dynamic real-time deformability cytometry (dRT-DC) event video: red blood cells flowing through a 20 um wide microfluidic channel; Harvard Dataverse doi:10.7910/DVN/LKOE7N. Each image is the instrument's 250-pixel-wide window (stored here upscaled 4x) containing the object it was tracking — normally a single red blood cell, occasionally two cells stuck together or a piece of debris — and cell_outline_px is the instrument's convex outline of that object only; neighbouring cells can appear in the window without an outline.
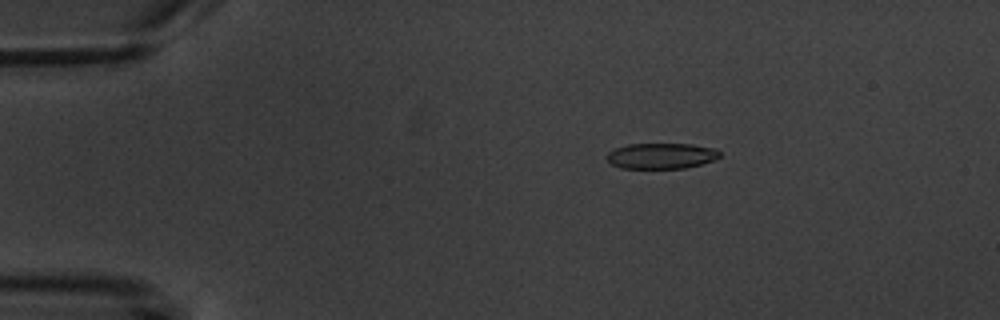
{"species": "common noctule bat (a hibernating species)", "species_latin": "Nyctalus noctula", "temperature_condition": "warm", "stored_images_in_passage": 5, "camera_frame_rate_fps": 3000, "um_per_image_px": 0.085, "animal": {"sex": "male", "body_mass_g": 20.1, "forearm_length_mm": 53.5}, "frame": {"image": 1, "passage_image": 3, "time_ms": 2.333, "image_size_px": [1000, 320], "cell_outline_px": [[720, 156], [712, 160], [700, 164], [684, 168], [620, 168], [612, 164], [604, 156], [608, 152], [616, 148], [628, 144], [692, 144], [716, 148], [720, 152]], "centroid_in_image_um": [56.19, 13.24], "position_along_channel_um": 28.8, "area_um2": 16.88}}